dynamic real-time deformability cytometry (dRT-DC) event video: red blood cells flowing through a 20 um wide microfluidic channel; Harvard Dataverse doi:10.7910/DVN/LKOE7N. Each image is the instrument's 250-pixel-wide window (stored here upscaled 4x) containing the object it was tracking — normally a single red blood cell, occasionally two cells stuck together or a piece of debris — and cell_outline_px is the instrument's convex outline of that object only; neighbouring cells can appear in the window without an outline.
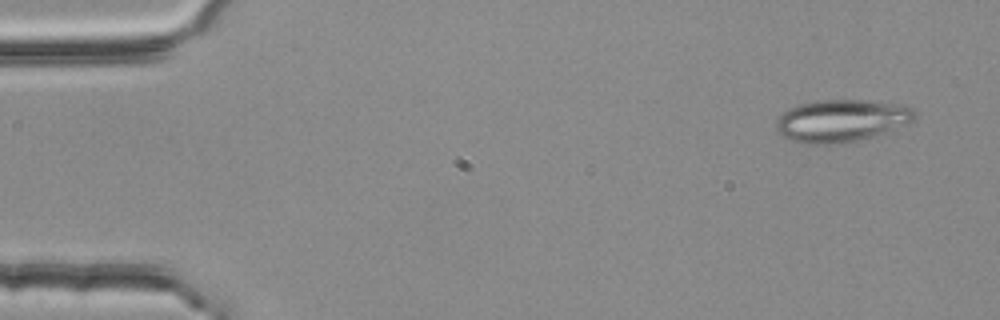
{"species": "common noctule bat (a hibernating species)", "species_latin": "Nyctalus noctula", "temperature_condition": "room temperature", "stored_images_in_passage": 3, "camera_frame_rate_fps": 3000, "um_per_image_px": 0.085, "animal": {"sex": "female", "body_mass_g": 25.1}, "frame": {"image": 1, "passage_image": 1, "time_ms": 0.0, "image_size_px": [1000, 320], "cell_outline_px": [[916, 116], [912, 120], [872, 136], [856, 140], [836, 144], [808, 144], [792, 140], [780, 136], [776, 132], [776, 120], [788, 108], [796, 104], [816, 100], [868, 100], [908, 104], [916, 112]], "centroid_in_image_um": [71.46, 10.23], "position_along_channel_um": 13.5, "area_um2": 34.22}}